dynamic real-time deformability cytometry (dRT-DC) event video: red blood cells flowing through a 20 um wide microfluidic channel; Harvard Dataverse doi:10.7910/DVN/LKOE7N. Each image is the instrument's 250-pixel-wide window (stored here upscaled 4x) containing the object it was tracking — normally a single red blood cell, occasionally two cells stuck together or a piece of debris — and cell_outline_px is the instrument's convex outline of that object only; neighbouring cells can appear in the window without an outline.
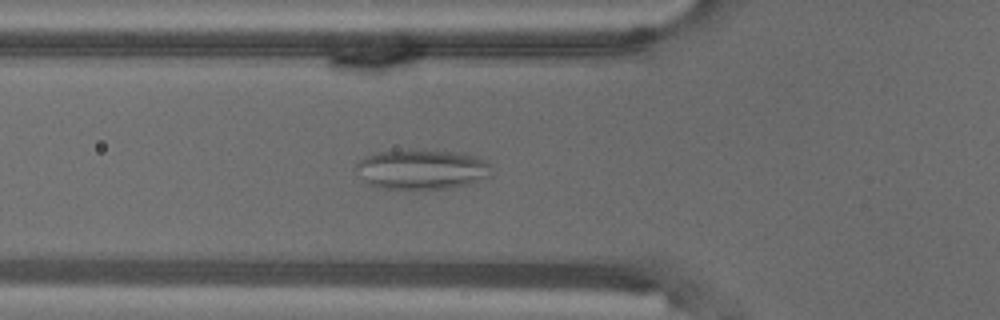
{"species": "common noctule bat (a hibernating species)", "species_latin": "Nyctalus noctula", "temperature_condition": "warm", "stored_images_in_passage": 46, "camera_frame_rate_fps": 3000, "um_per_image_px": 0.085, "animal": {"sex": "male", "body_mass_g": 18.8}, "frame": {"image": 1, "passage_image": 10, "time_ms": 3.0, "image_size_px": [1000, 320], "cell_outline_px": [[492, 176], [468, 184], [448, 188], [380, 188], [368, 184], [364, 180], [356, 168], [356, 164], [364, 156], [380, 152], [412, 148], [464, 152], [476, 156], [484, 160], [488, 164]], "centroid_in_image_um": [35.87, 14.36], "position_along_channel_um": 89.9, "area_um2": 31.73}}
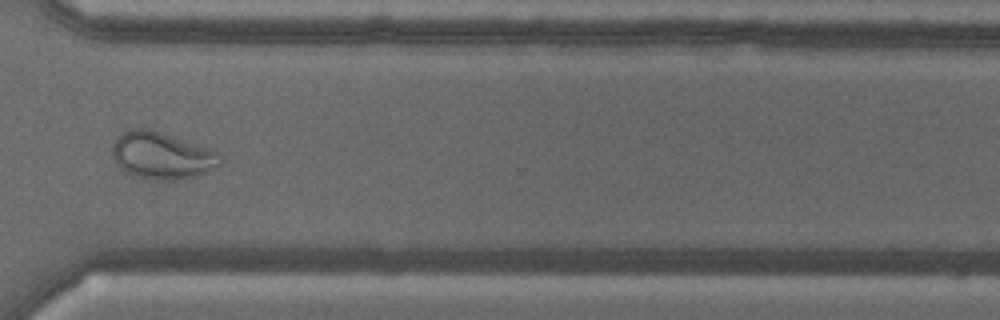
{"frame": {"image": 2, "passage_image": 32, "time_ms": 10.333, "image_size_px": [1000, 320], "cell_outline_px": [[224, 160], [220, 164], [208, 172], [196, 176], [172, 180], [156, 180], [136, 176], [124, 172], [116, 164], [112, 156], [112, 144], [116, 136], [132, 128], [148, 128], [212, 148], [220, 152], [224, 156]], "centroid_in_image_um": [13.78, 13.21], "position_along_channel_um": 356.8, "area_um2": 30.11}}
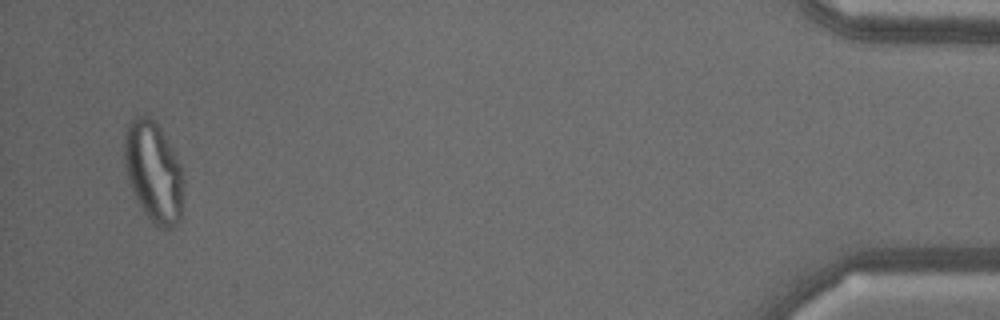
{"frame": {"image": 3, "passage_image": 44, "time_ms": 14.333, "image_size_px": [1000, 320], "cell_outline_px": [[184, 184], [180, 220], [172, 228], [160, 228], [144, 212], [132, 188], [124, 164], [124, 136], [128, 124], [136, 116], [144, 112], [156, 120], [176, 152], [180, 164], [184, 180]], "centroid_in_image_um": [13.08, 14.52], "position_along_channel_um": 422.1, "area_um2": 34.97}}